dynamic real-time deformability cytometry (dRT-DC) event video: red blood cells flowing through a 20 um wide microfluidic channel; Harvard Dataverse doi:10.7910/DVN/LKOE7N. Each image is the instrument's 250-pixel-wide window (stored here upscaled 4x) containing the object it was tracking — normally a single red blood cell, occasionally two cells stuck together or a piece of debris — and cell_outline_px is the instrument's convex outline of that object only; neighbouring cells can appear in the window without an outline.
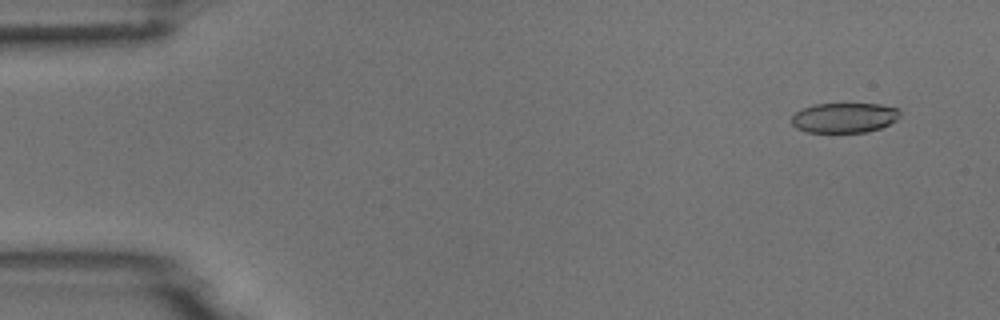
{"species": "common noctule bat (a hibernating species)", "species_latin": "Nyctalus noctula", "temperature_condition": "room temperature", "stored_images_in_passage": 7, "camera_frame_rate_fps": 3000, "um_per_image_px": 0.085, "animal": {"sex": "male", "body_mass_g": 18.8}, "frame": {"image": 1, "passage_image": 1, "time_ms": 0.0, "image_size_px": [1000, 320], "cell_outline_px": [[900, 116], [896, 120], [880, 128], [864, 132], [808, 132], [796, 128], [792, 124], [792, 116], [796, 112], [804, 108], [816, 104], [880, 104], [900, 108]], "centroid_in_image_um": [71.79, 10.0], "position_along_channel_um": 13.2, "area_um2": 18.84}}
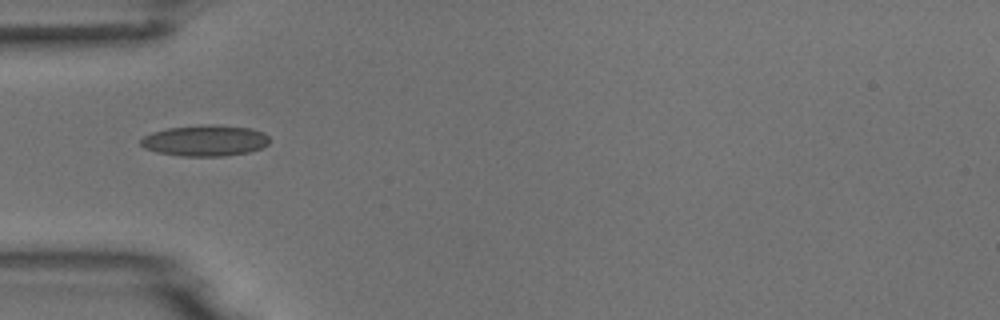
{"frame": {"image": 2, "passage_image": 4, "time_ms": 1.0, "image_size_px": [1000, 320], "cell_outline_px": [[268, 144], [260, 148], [248, 152], [224, 156], [180, 156], [156, 152], [144, 148], [140, 144], [140, 140], [144, 136], [152, 132], [168, 128], [200, 124], [212, 124], [252, 128], [264, 132], [268, 136]], "centroid_in_image_um": [17.41, 11.94], "position_along_channel_um": 67.6, "area_um2": 23.47}}